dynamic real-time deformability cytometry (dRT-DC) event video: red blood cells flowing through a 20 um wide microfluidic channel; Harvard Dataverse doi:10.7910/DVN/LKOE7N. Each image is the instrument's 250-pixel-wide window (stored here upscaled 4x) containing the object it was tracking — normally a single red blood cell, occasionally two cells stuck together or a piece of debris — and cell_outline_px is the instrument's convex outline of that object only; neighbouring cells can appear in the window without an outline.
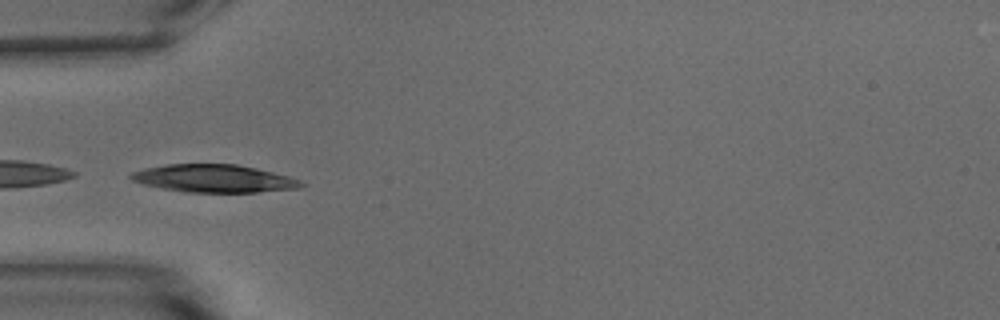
{"species": "common noctule bat (a hibernating species)", "species_latin": "Nyctalus noctula", "temperature_condition": "warm", "stored_images_in_passage": 14, "camera_frame_rate_fps": 3000, "um_per_image_px": 0.085, "animal": {"sex": "male", "body_mass_g": 15.6}, "frame": {"image": 1, "passage_image": 1, "time_ms": 0.0, "image_size_px": [1000, 320], "cell_outline_px": [[308, 184], [300, 188], [260, 192], [184, 192], [160, 188], [144, 184], [132, 180], [128, 176], [132, 172], [144, 168], [168, 164], [236, 164], [256, 168], [288, 176], [300, 180]], "centroid_in_image_um": [18.2, 15.17], "position_along_channel_um": 66.8, "area_um2": 27.63}}
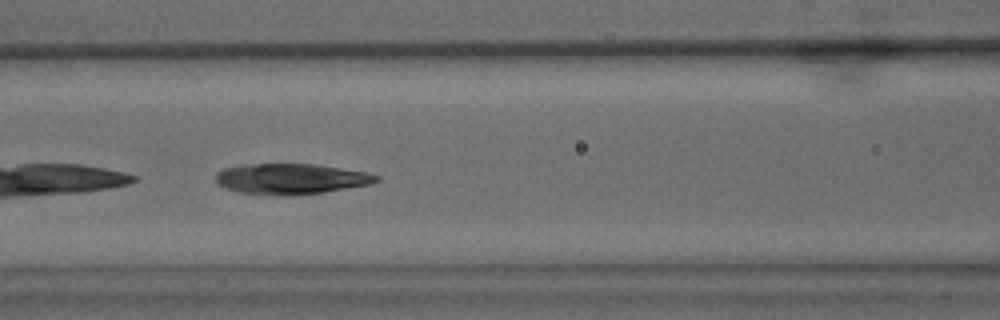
{"frame": {"image": 2, "passage_image": 7, "time_ms": 2.0, "image_size_px": [1000, 320], "cell_outline_px": [[380, 180], [372, 184], [324, 192], [240, 192], [224, 188], [216, 180], [216, 172], [224, 168], [240, 164], [312, 164], [340, 168], [364, 172], [380, 176]], "centroid_in_image_um": [24.75, 15.15], "position_along_channel_um": 141.9, "area_um2": 27.34}}
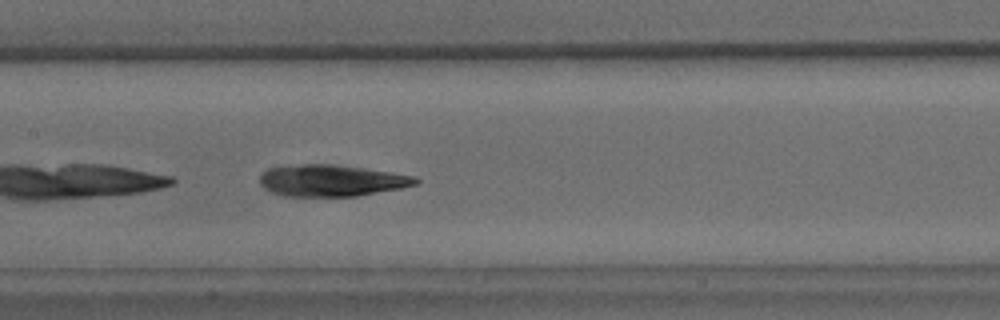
{"frame": {"image": 3, "passage_image": 10, "time_ms": 3.0, "image_size_px": [1000, 320], "cell_outline_px": [[420, 180], [416, 184], [400, 188], [356, 196], [284, 196], [272, 192], [264, 188], [260, 184], [260, 176], [268, 168], [304, 164], [336, 164], [392, 172], [416, 176]], "centroid_in_image_um": [28.18, 15.34], "position_along_channel_um": 179.2, "area_um2": 28.61}}